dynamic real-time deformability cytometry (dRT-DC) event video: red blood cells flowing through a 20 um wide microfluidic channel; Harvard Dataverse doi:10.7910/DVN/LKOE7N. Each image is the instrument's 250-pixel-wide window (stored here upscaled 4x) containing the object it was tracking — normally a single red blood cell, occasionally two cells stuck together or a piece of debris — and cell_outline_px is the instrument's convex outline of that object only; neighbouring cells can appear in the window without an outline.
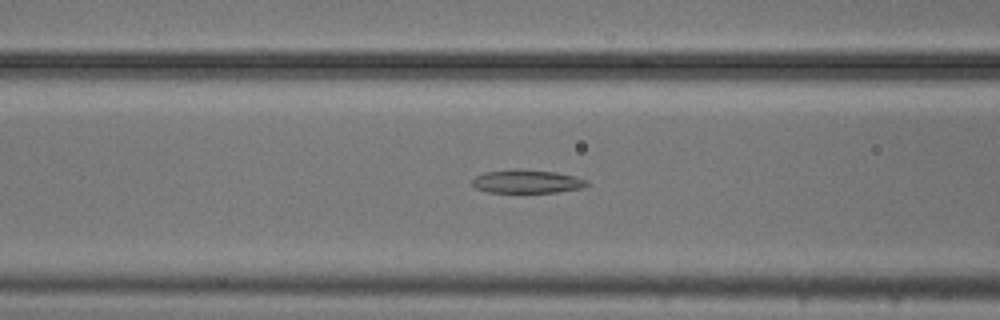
{"species": "common noctule bat (a hibernating species)", "species_latin": "Nyctalus noctula", "temperature_condition": "cold", "stored_images_in_passage": 37, "camera_frame_rate_fps": 3000, "um_per_image_px": 0.085, "animal": {"sex": "male", "body_mass_g": 20.5, "forearm_length_mm": 52.5}, "frame": {"image": 1, "passage_image": 5, "time_ms": 1.333, "image_size_px": [1000, 320], "cell_outline_px": [[588, 184], [580, 188], [556, 192], [488, 192], [476, 188], [472, 184], [472, 180], [476, 176], [484, 172], [516, 168], [556, 172], [588, 180]], "centroid_in_image_um": [44.75, 15.41], "position_along_channel_um": 121.9, "area_um2": 15.55}}
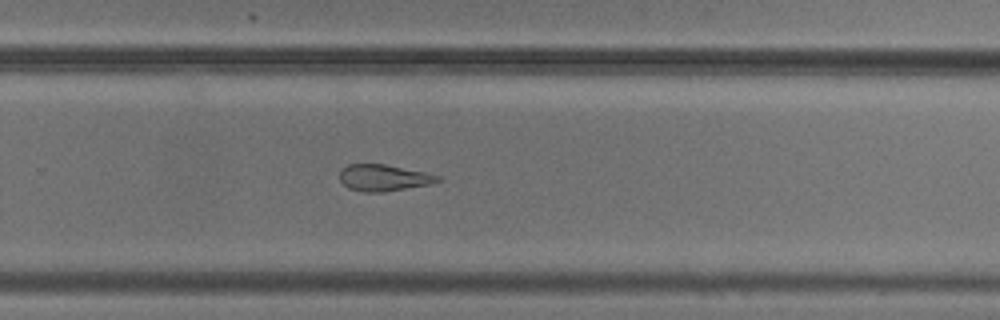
{"frame": {"image": 2, "passage_image": 19, "time_ms": 6.0, "image_size_px": [1000, 320], "cell_outline_px": [[440, 180], [428, 184], [380, 192], [364, 192], [348, 188], [340, 180], [340, 172], [348, 164], [384, 164], [424, 172], [440, 176]], "centroid_in_image_um": [32.57, 15.1], "position_along_channel_um": 297.2, "area_um2": 14.74}}
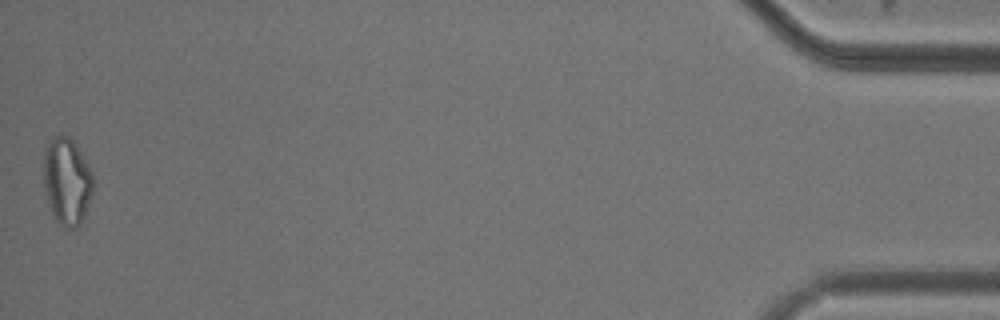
{"frame": {"image": 3, "passage_image": 37, "time_ms": 12.0, "image_size_px": [1000, 320], "cell_outline_px": [[92, 192], [84, 216], [80, 224], [76, 228], [64, 228], [56, 220], [52, 212], [44, 192], [44, 148], [48, 140], [52, 136], [60, 132], [68, 136], [76, 144], [92, 172]], "centroid_in_image_um": [5.66, 15.36], "position_along_channel_um": 429.5, "area_um2": 25.32}, "authors_computed_cell_mechanics": {"area_um2": 16.4152, "velocity_mm_per_s": 3.7597, "shape_relaxation_time_tau1_ms": null, "shape_relaxation_time_tau2_ms": 3.3917, "deformation_change_tau1": null, "deformation_change_tau2": 0.1193}}